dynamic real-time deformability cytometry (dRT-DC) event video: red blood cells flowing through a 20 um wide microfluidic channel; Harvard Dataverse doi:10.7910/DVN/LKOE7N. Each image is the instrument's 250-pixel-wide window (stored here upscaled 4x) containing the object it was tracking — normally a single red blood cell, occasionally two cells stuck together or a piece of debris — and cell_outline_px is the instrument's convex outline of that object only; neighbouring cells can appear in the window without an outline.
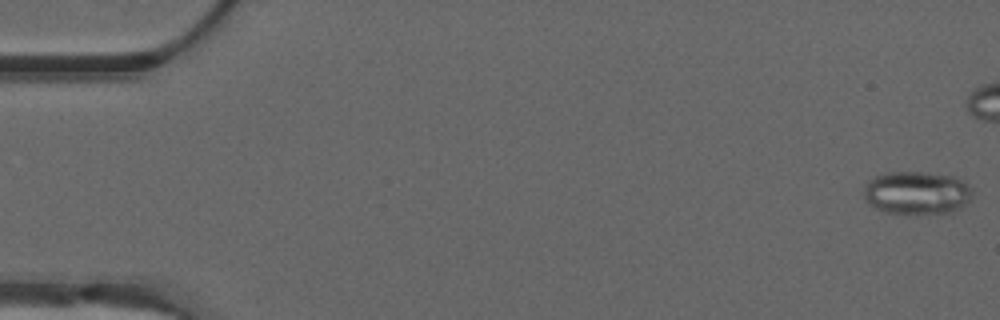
{"species": "common noctule bat (a hibernating species)", "species_latin": "Nyctalus noctula", "temperature_condition": "warm", "stored_images_in_passage": 12, "camera_frame_rate_fps": 3000, "um_per_image_px": 0.085, "animal": {"sex": "male", "forearm_length_mm": 52.5}, "frame": {"image": 1, "passage_image": 1, "time_ms": 0.0, "image_size_px": [1000, 320], "cell_outline_px": [[972, 196], [960, 208], [952, 212], [888, 212], [876, 208], [868, 204], [864, 200], [864, 184], [868, 180], [876, 176], [888, 172], [920, 172], [952, 176], [968, 184], [972, 188]], "centroid_in_image_um": [77.89, 16.36], "position_along_channel_um": 7.1, "area_um2": 26.82}}